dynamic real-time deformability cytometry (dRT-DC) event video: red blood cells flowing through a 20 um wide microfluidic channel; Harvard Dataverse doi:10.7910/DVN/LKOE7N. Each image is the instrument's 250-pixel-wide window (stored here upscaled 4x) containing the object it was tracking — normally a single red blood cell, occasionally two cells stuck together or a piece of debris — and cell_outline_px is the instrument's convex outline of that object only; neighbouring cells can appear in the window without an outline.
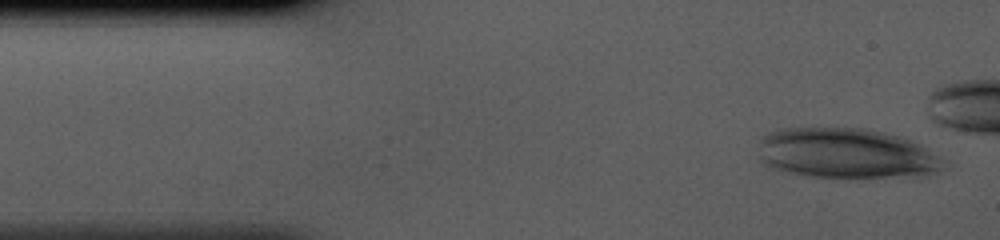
{"species": "human", "species_latin": "Homo sapiens", "temperature_condition": "cold", "stored_images_in_passage": 36, "camera_frame_rate_fps": 3000, "um_per_image_px": 0.085, "donor": {"sex": "male"}, "frame": {"image": 1, "passage_image": 1, "time_ms": 0.0, "image_size_px": [1000, 240], "cell_outline_px": [[944, 168], [936, 172], [924, 176], [808, 176], [780, 172], [768, 168], [760, 164], [760, 140], [768, 132], [776, 128], [868, 128], [884, 132], [920, 144], [928, 148], [944, 160]], "centroid_in_image_um": [71.87, 13.03], "position_along_channel_um": 13.1, "area_um2": 54.33}}
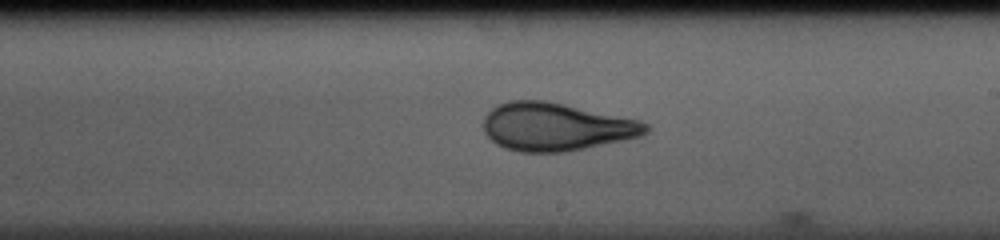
{"frame": {"image": 2, "passage_image": 22, "time_ms": 7.0, "image_size_px": [1000, 240], "cell_outline_px": [[652, 128], [648, 132], [640, 136], [624, 140], [564, 152], [520, 152], [504, 148], [496, 144], [484, 132], [484, 116], [496, 104], [508, 100], [544, 100], [564, 104], [640, 120], [648, 124]], "centroid_in_image_um": [47.25, 10.77], "position_along_channel_um": 241.7, "area_um2": 45.49}}
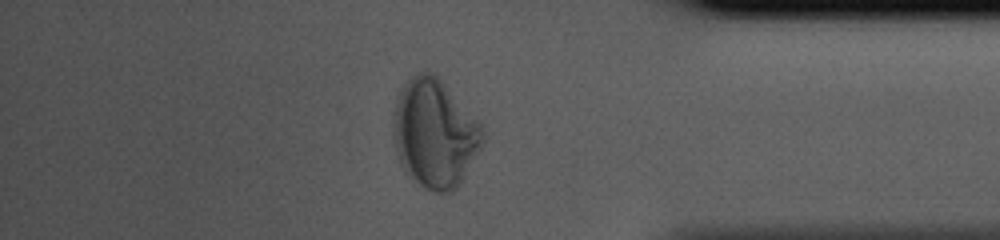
{"frame": {"image": 3, "passage_image": 34, "time_ms": 11.0, "image_size_px": [1000, 240], "cell_outline_px": [[484, 140], [480, 148], [464, 176], [456, 188], [452, 192], [432, 192], [424, 188], [408, 176], [404, 172], [400, 164], [396, 148], [392, 124], [396, 100], [404, 84], [412, 76], [420, 72], [432, 72], [444, 84], [484, 128]], "centroid_in_image_um": [36.93, 11.38], "position_along_channel_um": 398.3, "area_um2": 55.89}}